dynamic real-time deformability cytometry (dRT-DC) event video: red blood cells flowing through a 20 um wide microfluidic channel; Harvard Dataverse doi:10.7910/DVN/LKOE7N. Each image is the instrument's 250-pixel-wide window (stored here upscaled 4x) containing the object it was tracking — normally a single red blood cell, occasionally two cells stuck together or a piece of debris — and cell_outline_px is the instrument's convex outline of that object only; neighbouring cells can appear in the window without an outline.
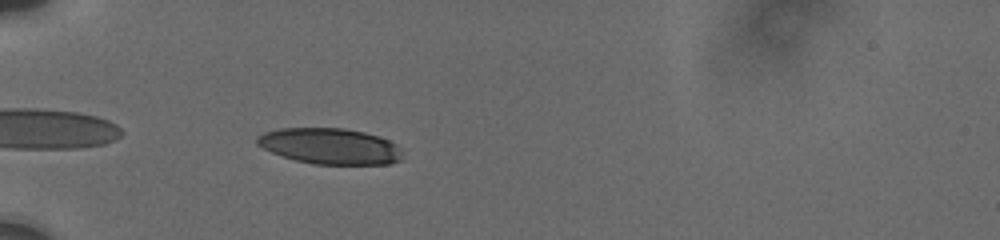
{"species": "human", "species_latin": "Homo sapiens", "temperature_condition": "cold", "stored_images_in_passage": 15, "camera_frame_rate_fps": 3000, "um_per_image_px": 0.085, "donor": {"sex": "male"}, "frame": {"image": 1, "passage_image": 1, "time_ms": 0.0, "image_size_px": [1000, 240], "cell_outline_px": [[400, 160], [392, 164], [312, 164], [296, 160], [272, 152], [256, 144], [256, 136], [264, 132], [280, 128], [344, 128], [364, 132], [388, 140], [396, 144], [400, 152]], "centroid_in_image_um": [28.02, 12.42], "position_along_channel_um": 57.0, "area_um2": 30.23}}
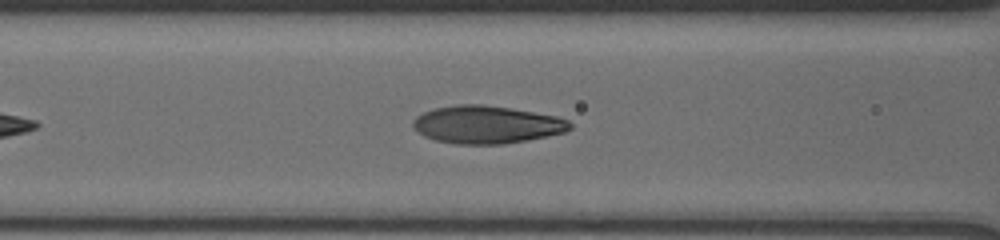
{"frame": {"image": 2, "passage_image": 5, "time_ms": 2.333, "image_size_px": [1000, 240], "cell_outline_px": [[572, 128], [564, 132], [528, 140], [504, 144], [456, 144], [436, 140], [424, 136], [412, 124], [412, 120], [416, 116], [424, 112], [436, 108], [460, 104], [480, 104], [508, 108], [556, 116], [568, 120], [572, 124]], "centroid_in_image_um": [41.37, 10.6], "position_along_channel_um": 125.2, "area_um2": 34.22}}
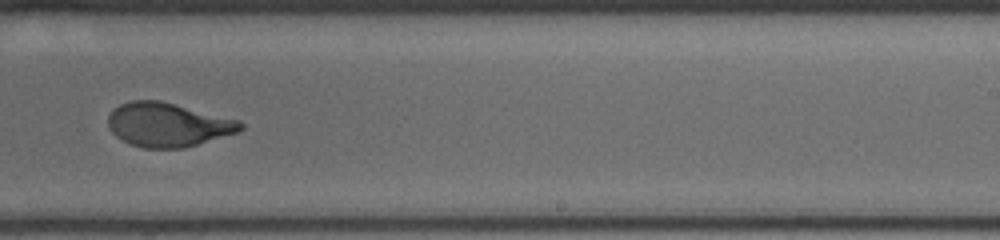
{"frame": {"image": 3, "passage_image": 13, "time_ms": 6.333, "image_size_px": [1000, 240], "cell_outline_px": [[244, 128], [236, 132], [184, 148], [144, 148], [132, 144], [116, 136], [108, 128], [108, 116], [120, 104], [132, 100], [160, 100], [240, 120], [244, 124]], "centroid_in_image_um": [14.27, 10.59], "position_along_channel_um": 274.7, "area_um2": 33.64}}